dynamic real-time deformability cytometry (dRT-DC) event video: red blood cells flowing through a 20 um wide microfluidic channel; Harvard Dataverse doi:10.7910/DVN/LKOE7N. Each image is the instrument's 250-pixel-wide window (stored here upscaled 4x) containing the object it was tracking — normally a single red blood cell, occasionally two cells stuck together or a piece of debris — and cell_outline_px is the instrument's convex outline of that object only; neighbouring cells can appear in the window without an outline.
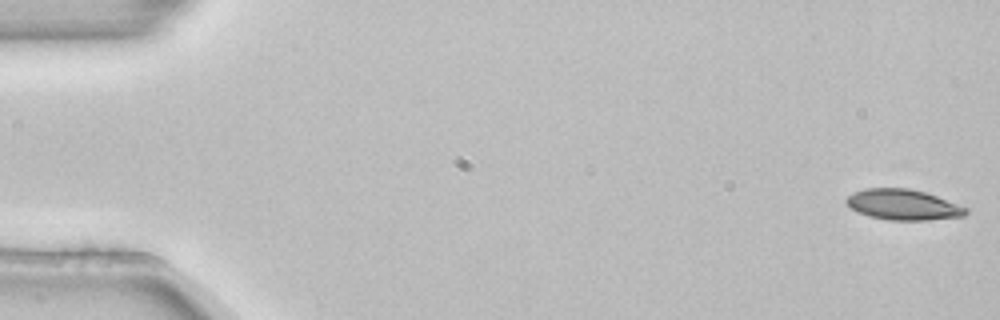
{"species": "common noctule bat (a hibernating species)", "species_latin": "Nyctalus noctula", "temperature_condition": "room temperature", "stored_images_in_passage": 5, "segment_of_instrument_passage": [1, 2], "camera_frame_rate_fps": 3000, "um_per_image_px": 0.085, "animal": {"sex": "female", "body_mass_g": 22.7, "forearm_length_mm": 54.2}, "frame": {"image": 1, "passage_image": 1, "time_ms": 0.0, "image_size_px": [1000, 320], "cell_outline_px": [[968, 212], [964, 216], [928, 220], [888, 220], [868, 216], [852, 208], [844, 200], [848, 196], [864, 188], [908, 188], [924, 192], [936, 196], [968, 208]], "centroid_in_image_um": [76.78, 17.4], "position_along_channel_um": 8.2, "area_um2": 21.1}}